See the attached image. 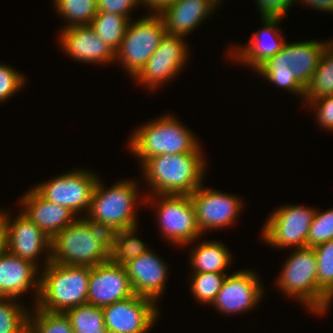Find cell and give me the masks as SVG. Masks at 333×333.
Instances as JSON below:
<instances>
[{"instance_id":"1","label":"cell","mask_w":333,"mask_h":333,"mask_svg":"<svg viewBox=\"0 0 333 333\" xmlns=\"http://www.w3.org/2000/svg\"><path fill=\"white\" fill-rule=\"evenodd\" d=\"M110 233L85 217L76 219L51 239V261L94 267L109 261Z\"/></svg>"},{"instance_id":"2","label":"cell","mask_w":333,"mask_h":333,"mask_svg":"<svg viewBox=\"0 0 333 333\" xmlns=\"http://www.w3.org/2000/svg\"><path fill=\"white\" fill-rule=\"evenodd\" d=\"M142 168L154 195H191L201 186L206 171L201 152L153 156Z\"/></svg>"},{"instance_id":"3","label":"cell","mask_w":333,"mask_h":333,"mask_svg":"<svg viewBox=\"0 0 333 333\" xmlns=\"http://www.w3.org/2000/svg\"><path fill=\"white\" fill-rule=\"evenodd\" d=\"M36 306L49 312H66L87 303L90 266H71L50 261L44 266Z\"/></svg>"},{"instance_id":"4","label":"cell","mask_w":333,"mask_h":333,"mask_svg":"<svg viewBox=\"0 0 333 333\" xmlns=\"http://www.w3.org/2000/svg\"><path fill=\"white\" fill-rule=\"evenodd\" d=\"M129 146L142 164L153 156L201 152L195 135L169 115L141 126L132 135Z\"/></svg>"},{"instance_id":"5","label":"cell","mask_w":333,"mask_h":333,"mask_svg":"<svg viewBox=\"0 0 333 333\" xmlns=\"http://www.w3.org/2000/svg\"><path fill=\"white\" fill-rule=\"evenodd\" d=\"M97 180L86 219L106 229L109 233L136 227L135 207L137 184L134 181H120L108 190Z\"/></svg>"},{"instance_id":"6","label":"cell","mask_w":333,"mask_h":333,"mask_svg":"<svg viewBox=\"0 0 333 333\" xmlns=\"http://www.w3.org/2000/svg\"><path fill=\"white\" fill-rule=\"evenodd\" d=\"M277 278L278 287L286 295L300 299L310 311L317 314L329 308L332 301L319 287L317 258L312 247L295 249Z\"/></svg>"},{"instance_id":"7","label":"cell","mask_w":333,"mask_h":333,"mask_svg":"<svg viewBox=\"0 0 333 333\" xmlns=\"http://www.w3.org/2000/svg\"><path fill=\"white\" fill-rule=\"evenodd\" d=\"M166 34L162 18L158 14L129 22L125 36L119 49L115 52V59L134 78L155 52L160 41Z\"/></svg>"},{"instance_id":"8","label":"cell","mask_w":333,"mask_h":333,"mask_svg":"<svg viewBox=\"0 0 333 333\" xmlns=\"http://www.w3.org/2000/svg\"><path fill=\"white\" fill-rule=\"evenodd\" d=\"M315 212V209L301 205L281 206L264 225V241L277 248L307 247V237Z\"/></svg>"},{"instance_id":"9","label":"cell","mask_w":333,"mask_h":333,"mask_svg":"<svg viewBox=\"0 0 333 333\" xmlns=\"http://www.w3.org/2000/svg\"><path fill=\"white\" fill-rule=\"evenodd\" d=\"M98 176L91 171L75 170L40 183L34 189L46 200L68 208L75 215L88 213Z\"/></svg>"},{"instance_id":"10","label":"cell","mask_w":333,"mask_h":333,"mask_svg":"<svg viewBox=\"0 0 333 333\" xmlns=\"http://www.w3.org/2000/svg\"><path fill=\"white\" fill-rule=\"evenodd\" d=\"M159 198L157 215L162 234L177 246L191 244L201 235V231L190 195L160 194Z\"/></svg>"},{"instance_id":"11","label":"cell","mask_w":333,"mask_h":333,"mask_svg":"<svg viewBox=\"0 0 333 333\" xmlns=\"http://www.w3.org/2000/svg\"><path fill=\"white\" fill-rule=\"evenodd\" d=\"M155 301L134 294L103 309L108 333H146L158 317Z\"/></svg>"},{"instance_id":"12","label":"cell","mask_w":333,"mask_h":333,"mask_svg":"<svg viewBox=\"0 0 333 333\" xmlns=\"http://www.w3.org/2000/svg\"><path fill=\"white\" fill-rule=\"evenodd\" d=\"M182 36L165 34L144 67L135 76L138 82L153 90L181 71L188 57Z\"/></svg>"},{"instance_id":"13","label":"cell","mask_w":333,"mask_h":333,"mask_svg":"<svg viewBox=\"0 0 333 333\" xmlns=\"http://www.w3.org/2000/svg\"><path fill=\"white\" fill-rule=\"evenodd\" d=\"M134 295L124 266L110 260L91 267L87 303L104 308Z\"/></svg>"},{"instance_id":"14","label":"cell","mask_w":333,"mask_h":333,"mask_svg":"<svg viewBox=\"0 0 333 333\" xmlns=\"http://www.w3.org/2000/svg\"><path fill=\"white\" fill-rule=\"evenodd\" d=\"M202 187L201 185L190 195L201 233L232 224L242 208L240 199L237 196Z\"/></svg>"},{"instance_id":"15","label":"cell","mask_w":333,"mask_h":333,"mask_svg":"<svg viewBox=\"0 0 333 333\" xmlns=\"http://www.w3.org/2000/svg\"><path fill=\"white\" fill-rule=\"evenodd\" d=\"M254 272L243 270L226 276L220 291L212 302L224 314L248 311L259 303L262 285Z\"/></svg>"},{"instance_id":"16","label":"cell","mask_w":333,"mask_h":333,"mask_svg":"<svg viewBox=\"0 0 333 333\" xmlns=\"http://www.w3.org/2000/svg\"><path fill=\"white\" fill-rule=\"evenodd\" d=\"M20 213L13 221L7 214V250L36 266L38 255L48 250L45 266L48 265L51 261V239L22 211Z\"/></svg>"},{"instance_id":"17","label":"cell","mask_w":333,"mask_h":333,"mask_svg":"<svg viewBox=\"0 0 333 333\" xmlns=\"http://www.w3.org/2000/svg\"><path fill=\"white\" fill-rule=\"evenodd\" d=\"M134 294L156 302L167 279V265L150 249L123 265Z\"/></svg>"},{"instance_id":"18","label":"cell","mask_w":333,"mask_h":333,"mask_svg":"<svg viewBox=\"0 0 333 333\" xmlns=\"http://www.w3.org/2000/svg\"><path fill=\"white\" fill-rule=\"evenodd\" d=\"M59 40L66 53L78 61L100 64L116 60L115 52L90 25H66Z\"/></svg>"},{"instance_id":"19","label":"cell","mask_w":333,"mask_h":333,"mask_svg":"<svg viewBox=\"0 0 333 333\" xmlns=\"http://www.w3.org/2000/svg\"><path fill=\"white\" fill-rule=\"evenodd\" d=\"M32 189L20 200L25 206L22 212L50 239L78 218L68 208L46 200Z\"/></svg>"},{"instance_id":"20","label":"cell","mask_w":333,"mask_h":333,"mask_svg":"<svg viewBox=\"0 0 333 333\" xmlns=\"http://www.w3.org/2000/svg\"><path fill=\"white\" fill-rule=\"evenodd\" d=\"M37 268L32 262L21 259L8 250L2 253L0 255V297L16 298L33 286L38 300L40 280L35 281Z\"/></svg>"},{"instance_id":"21","label":"cell","mask_w":333,"mask_h":333,"mask_svg":"<svg viewBox=\"0 0 333 333\" xmlns=\"http://www.w3.org/2000/svg\"><path fill=\"white\" fill-rule=\"evenodd\" d=\"M282 18L283 17H262L264 26L261 31L254 33L251 37V43L249 42L248 46L237 48L236 52L233 50L231 51L232 54H229L232 55V58H236L235 60L246 63V65L249 64L250 67L252 66L257 70L268 59L274 57L285 44L280 34L278 35L279 29L277 28ZM265 37L273 41L267 42ZM263 40L265 41L263 42Z\"/></svg>"},{"instance_id":"22","label":"cell","mask_w":333,"mask_h":333,"mask_svg":"<svg viewBox=\"0 0 333 333\" xmlns=\"http://www.w3.org/2000/svg\"><path fill=\"white\" fill-rule=\"evenodd\" d=\"M213 9L208 0H176L158 15L164 22L167 34L185 37L199 26Z\"/></svg>"},{"instance_id":"23","label":"cell","mask_w":333,"mask_h":333,"mask_svg":"<svg viewBox=\"0 0 333 333\" xmlns=\"http://www.w3.org/2000/svg\"><path fill=\"white\" fill-rule=\"evenodd\" d=\"M328 42L301 41L285 43L282 48L284 62L293 72L294 77L306 87L318 67L319 60Z\"/></svg>"},{"instance_id":"24","label":"cell","mask_w":333,"mask_h":333,"mask_svg":"<svg viewBox=\"0 0 333 333\" xmlns=\"http://www.w3.org/2000/svg\"><path fill=\"white\" fill-rule=\"evenodd\" d=\"M221 242L210 241L197 245L192 251L191 264L194 273H224L232 256Z\"/></svg>"},{"instance_id":"25","label":"cell","mask_w":333,"mask_h":333,"mask_svg":"<svg viewBox=\"0 0 333 333\" xmlns=\"http://www.w3.org/2000/svg\"><path fill=\"white\" fill-rule=\"evenodd\" d=\"M135 232L136 227L110 233L109 260L112 263L123 266L149 250L134 236Z\"/></svg>"},{"instance_id":"26","label":"cell","mask_w":333,"mask_h":333,"mask_svg":"<svg viewBox=\"0 0 333 333\" xmlns=\"http://www.w3.org/2000/svg\"><path fill=\"white\" fill-rule=\"evenodd\" d=\"M331 95H333V49L328 45L309 84L305 87L304 100L312 101Z\"/></svg>"},{"instance_id":"27","label":"cell","mask_w":333,"mask_h":333,"mask_svg":"<svg viewBox=\"0 0 333 333\" xmlns=\"http://www.w3.org/2000/svg\"><path fill=\"white\" fill-rule=\"evenodd\" d=\"M129 22L130 20L122 15L110 12H97L90 26L116 52L122 43Z\"/></svg>"},{"instance_id":"28","label":"cell","mask_w":333,"mask_h":333,"mask_svg":"<svg viewBox=\"0 0 333 333\" xmlns=\"http://www.w3.org/2000/svg\"><path fill=\"white\" fill-rule=\"evenodd\" d=\"M260 75L272 83L283 87L292 93H297L304 98L305 87L294 77L293 72L284 62L282 49L272 58L268 59L257 70Z\"/></svg>"},{"instance_id":"29","label":"cell","mask_w":333,"mask_h":333,"mask_svg":"<svg viewBox=\"0 0 333 333\" xmlns=\"http://www.w3.org/2000/svg\"><path fill=\"white\" fill-rule=\"evenodd\" d=\"M71 327L75 333H108L103 309L83 304L67 310Z\"/></svg>"},{"instance_id":"30","label":"cell","mask_w":333,"mask_h":333,"mask_svg":"<svg viewBox=\"0 0 333 333\" xmlns=\"http://www.w3.org/2000/svg\"><path fill=\"white\" fill-rule=\"evenodd\" d=\"M34 310L36 313L34 317L28 313L27 333H75L66 313L49 312L37 306Z\"/></svg>"},{"instance_id":"31","label":"cell","mask_w":333,"mask_h":333,"mask_svg":"<svg viewBox=\"0 0 333 333\" xmlns=\"http://www.w3.org/2000/svg\"><path fill=\"white\" fill-rule=\"evenodd\" d=\"M58 13L70 21V25H90L96 16L97 0H54Z\"/></svg>"},{"instance_id":"32","label":"cell","mask_w":333,"mask_h":333,"mask_svg":"<svg viewBox=\"0 0 333 333\" xmlns=\"http://www.w3.org/2000/svg\"><path fill=\"white\" fill-rule=\"evenodd\" d=\"M13 299L0 297V333H27L28 312Z\"/></svg>"},{"instance_id":"33","label":"cell","mask_w":333,"mask_h":333,"mask_svg":"<svg viewBox=\"0 0 333 333\" xmlns=\"http://www.w3.org/2000/svg\"><path fill=\"white\" fill-rule=\"evenodd\" d=\"M317 258L318 287L333 299V240L326 241L315 247Z\"/></svg>"},{"instance_id":"34","label":"cell","mask_w":333,"mask_h":333,"mask_svg":"<svg viewBox=\"0 0 333 333\" xmlns=\"http://www.w3.org/2000/svg\"><path fill=\"white\" fill-rule=\"evenodd\" d=\"M227 275L226 273H193L190 286L193 295L200 303L212 304Z\"/></svg>"},{"instance_id":"35","label":"cell","mask_w":333,"mask_h":333,"mask_svg":"<svg viewBox=\"0 0 333 333\" xmlns=\"http://www.w3.org/2000/svg\"><path fill=\"white\" fill-rule=\"evenodd\" d=\"M329 240H333V208L315 212L307 237V247L313 248Z\"/></svg>"},{"instance_id":"36","label":"cell","mask_w":333,"mask_h":333,"mask_svg":"<svg viewBox=\"0 0 333 333\" xmlns=\"http://www.w3.org/2000/svg\"><path fill=\"white\" fill-rule=\"evenodd\" d=\"M11 66L0 64V102L16 93L25 83V77Z\"/></svg>"},{"instance_id":"37","label":"cell","mask_w":333,"mask_h":333,"mask_svg":"<svg viewBox=\"0 0 333 333\" xmlns=\"http://www.w3.org/2000/svg\"><path fill=\"white\" fill-rule=\"evenodd\" d=\"M310 108L315 107L317 121L323 128L333 130V95L307 101ZM313 105V106H311Z\"/></svg>"},{"instance_id":"38","label":"cell","mask_w":333,"mask_h":333,"mask_svg":"<svg viewBox=\"0 0 333 333\" xmlns=\"http://www.w3.org/2000/svg\"><path fill=\"white\" fill-rule=\"evenodd\" d=\"M138 0H97L98 12H110L125 16L137 6Z\"/></svg>"},{"instance_id":"39","label":"cell","mask_w":333,"mask_h":333,"mask_svg":"<svg viewBox=\"0 0 333 333\" xmlns=\"http://www.w3.org/2000/svg\"><path fill=\"white\" fill-rule=\"evenodd\" d=\"M262 17H284L294 0H256Z\"/></svg>"},{"instance_id":"40","label":"cell","mask_w":333,"mask_h":333,"mask_svg":"<svg viewBox=\"0 0 333 333\" xmlns=\"http://www.w3.org/2000/svg\"><path fill=\"white\" fill-rule=\"evenodd\" d=\"M176 0H138V4L149 6L153 11V14H159L164 8L174 3Z\"/></svg>"},{"instance_id":"41","label":"cell","mask_w":333,"mask_h":333,"mask_svg":"<svg viewBox=\"0 0 333 333\" xmlns=\"http://www.w3.org/2000/svg\"><path fill=\"white\" fill-rule=\"evenodd\" d=\"M6 237H7V213L1 210L0 211V255L7 250Z\"/></svg>"},{"instance_id":"42","label":"cell","mask_w":333,"mask_h":333,"mask_svg":"<svg viewBox=\"0 0 333 333\" xmlns=\"http://www.w3.org/2000/svg\"><path fill=\"white\" fill-rule=\"evenodd\" d=\"M304 1L313 8L333 12V0H303V2Z\"/></svg>"},{"instance_id":"43","label":"cell","mask_w":333,"mask_h":333,"mask_svg":"<svg viewBox=\"0 0 333 333\" xmlns=\"http://www.w3.org/2000/svg\"><path fill=\"white\" fill-rule=\"evenodd\" d=\"M212 6L215 8L221 0H208ZM217 4V5H216Z\"/></svg>"},{"instance_id":"44","label":"cell","mask_w":333,"mask_h":333,"mask_svg":"<svg viewBox=\"0 0 333 333\" xmlns=\"http://www.w3.org/2000/svg\"><path fill=\"white\" fill-rule=\"evenodd\" d=\"M328 42H329L328 45L333 49V40Z\"/></svg>"}]
</instances>
